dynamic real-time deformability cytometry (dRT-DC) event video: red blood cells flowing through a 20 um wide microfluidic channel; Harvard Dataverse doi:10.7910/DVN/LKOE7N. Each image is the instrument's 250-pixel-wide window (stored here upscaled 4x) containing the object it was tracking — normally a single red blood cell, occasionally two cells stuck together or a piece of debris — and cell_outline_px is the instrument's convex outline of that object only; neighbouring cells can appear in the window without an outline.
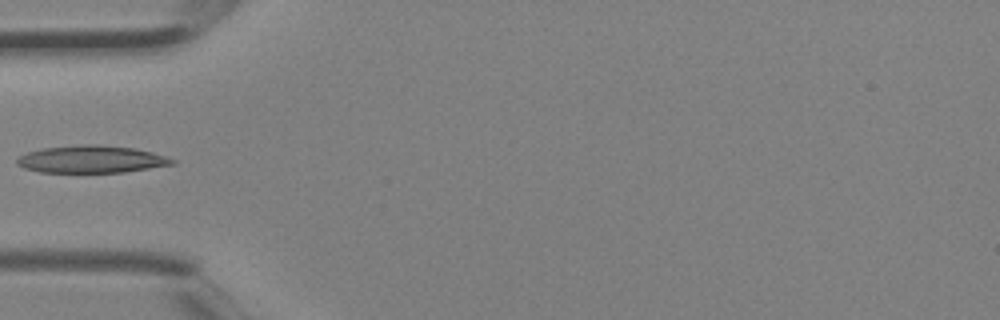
{"species": "Egyptian fruit bat (a non-hibernating species)", "species_latin": "Rousettus aegyptiacus", "temperature_condition": "room temperature", "stored_images_in_passage": 2, "camera_frame_rate_fps": 3000, "um_per_image_px": 0.085, "animal": {"sex": "female"}, "frame": {"image": 1, "passage_image": 2, "time_ms": 0.333, "image_size_px": [1000, 320], "cell_outline_px": [[176, 164], [124, 172], [40, 172], [24, 168], [16, 164], [16, 160], [20, 156], [28, 152], [40, 148], [80, 144], [96, 144], [136, 148], [152, 152], [176, 160]], "centroid_in_image_um": [7.77, 13.53], "position_along_channel_um": 77.2, "area_um2": 24.85}}